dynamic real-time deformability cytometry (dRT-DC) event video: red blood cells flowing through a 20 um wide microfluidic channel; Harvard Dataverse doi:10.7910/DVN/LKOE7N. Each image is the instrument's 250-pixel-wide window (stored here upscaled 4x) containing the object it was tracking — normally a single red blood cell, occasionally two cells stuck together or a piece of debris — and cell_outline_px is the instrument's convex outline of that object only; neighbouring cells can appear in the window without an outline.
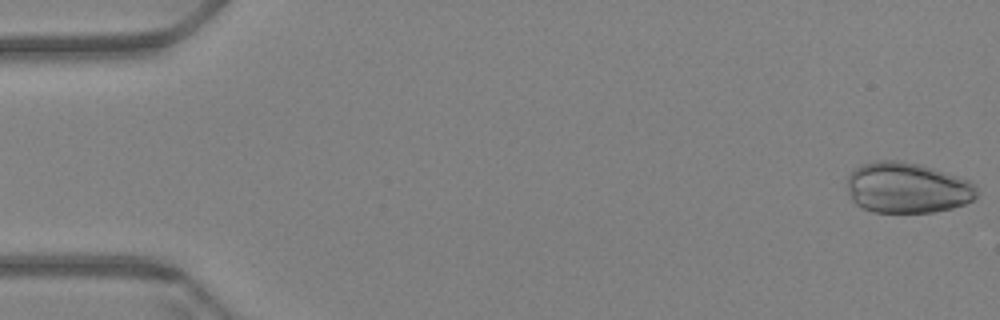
{"species": "Egyptian fruit bat (a non-hibernating species)", "species_latin": "Rousettus aegyptiacus", "temperature_condition": "warm", "stored_images_in_passage": 60, "camera_frame_rate_fps": 3000, "um_per_image_px": 0.085, "animal": {"sex": "female"}, "frame": {"image": 1, "passage_image": 1, "time_ms": 0.0, "image_size_px": [1000, 320], "cell_outline_px": [[976, 196], [972, 200], [964, 204], [952, 208], [932, 212], [872, 212], [856, 204], [852, 200], [848, 192], [848, 176], [856, 168], [864, 164], [876, 160], [904, 160], [920, 164], [972, 180], [976, 188]], "centroid_in_image_um": [77.13, 15.95], "position_along_channel_um": 7.9, "area_um2": 38.44}}
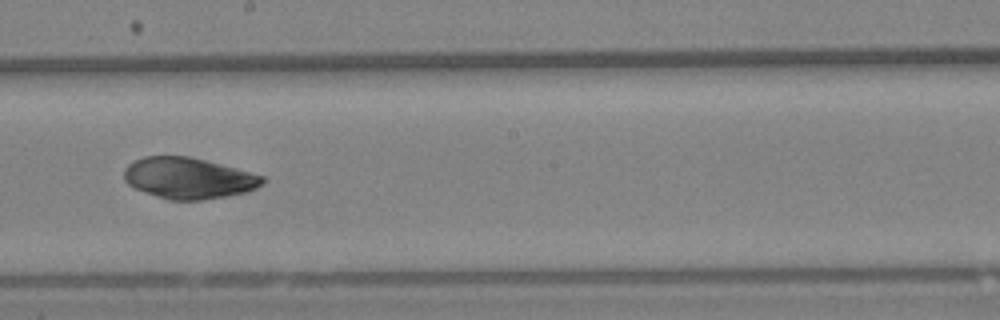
{"frame": {"image": 2, "passage_image": 34, "time_ms": 11.0, "image_size_px": [1000, 320], "cell_outline_px": [[264, 184], [248, 192], [200, 200], [168, 200], [156, 196], [136, 188], [128, 184], [124, 180], [124, 168], [132, 160], [144, 156], [188, 156], [236, 168], [264, 176]], "centroid_in_image_um": [16.0, 15.14], "position_along_channel_um": 232.2, "area_um2": 33.12}}
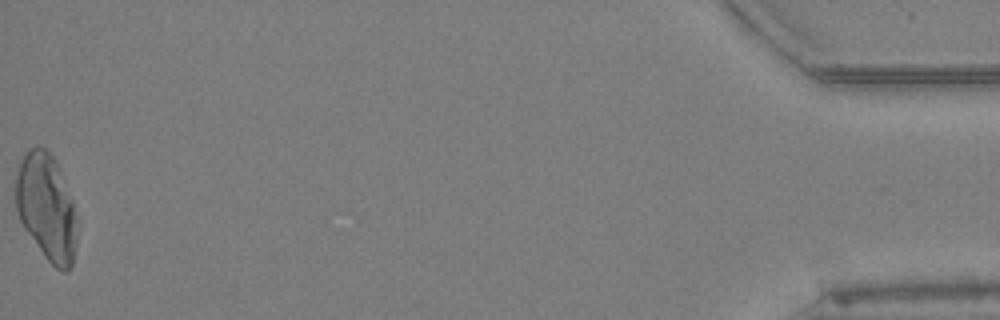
{"frame": {"image": 3, "passage_image": 60, "time_ms": 19.667, "image_size_px": [1000, 320], "cell_outline_px": [[76, 244], [72, 268], [68, 272], [64, 272], [56, 268], [44, 256], [24, 228], [20, 220], [16, 208], [16, 176], [20, 160], [24, 152], [28, 148], [44, 148], [56, 160], [72, 200], [76, 216]], "centroid_in_image_um": [3.95, 17.64], "position_along_channel_um": 431.2, "area_um2": 38.03}}